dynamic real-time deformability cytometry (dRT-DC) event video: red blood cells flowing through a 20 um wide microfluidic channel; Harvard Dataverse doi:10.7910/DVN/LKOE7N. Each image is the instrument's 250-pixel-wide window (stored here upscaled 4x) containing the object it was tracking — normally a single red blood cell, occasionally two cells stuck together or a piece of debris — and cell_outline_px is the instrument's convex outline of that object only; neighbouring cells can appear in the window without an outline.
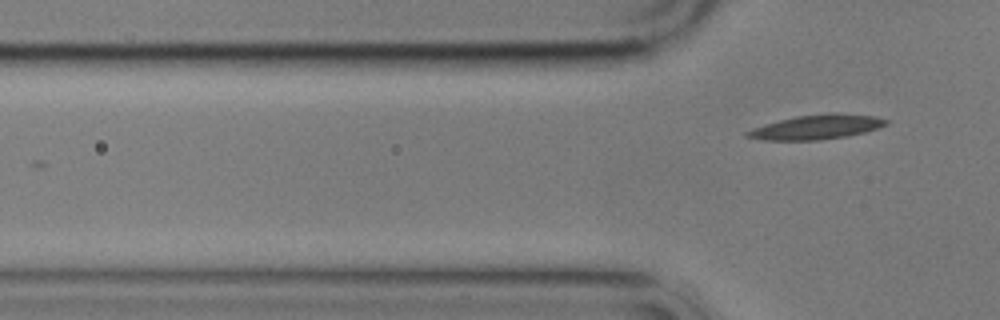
{"species": "common noctule bat (a hibernating species)", "species_latin": "Nyctalus noctula", "temperature_condition": "cold", "stored_images_in_passage": 4, "camera_frame_rate_fps": 3000, "um_per_image_px": 0.085, "animal": {"sex": "male", "body_mass_g": 17.9}, "frame": {"image": 1, "passage_image": 4, "time_ms": 6.667, "image_size_px": [1000, 320], "cell_outline_px": [[888, 124], [864, 132], [848, 136], [820, 140], [764, 140], [744, 136], [744, 132], [752, 128], [764, 124], [796, 116], [828, 112], [836, 112], [872, 116], [888, 120]], "centroid_in_image_um": [69.37, 10.79], "position_along_channel_um": 56.4, "area_um2": 19.88}}